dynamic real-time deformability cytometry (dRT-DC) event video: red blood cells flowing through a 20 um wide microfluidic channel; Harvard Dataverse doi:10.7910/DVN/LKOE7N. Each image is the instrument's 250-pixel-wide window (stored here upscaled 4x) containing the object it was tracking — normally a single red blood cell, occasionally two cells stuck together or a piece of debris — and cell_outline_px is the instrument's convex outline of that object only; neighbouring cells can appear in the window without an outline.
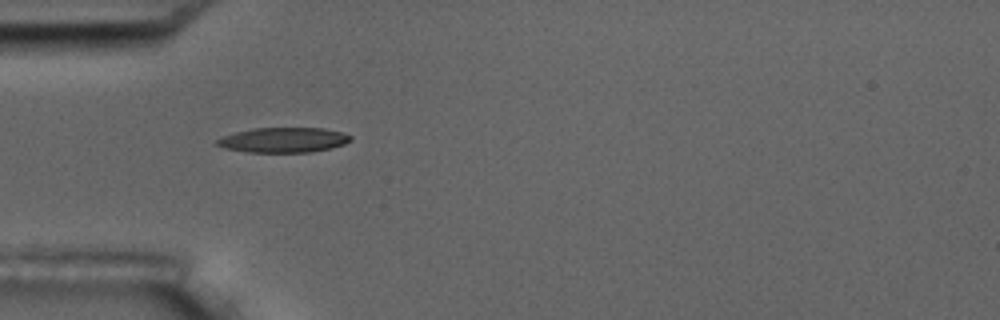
{"species": "common noctule bat (a hibernating species)", "species_latin": "Nyctalus noctula", "temperature_condition": "room temperature", "stored_images_in_passage": 6, "camera_frame_rate_fps": 3000, "um_per_image_px": 0.085, "animal": {"sex": "male", "body_mass_g": 17.5, "forearm_length_mm": 52.3}, "frame": {"image": 1, "passage_image": 1, "time_ms": 0.0, "image_size_px": [1000, 320], "cell_outline_px": [[352, 140], [344, 144], [332, 148], [312, 152], [248, 152], [224, 148], [216, 144], [216, 140], [224, 136], [236, 132], [252, 128], [324, 128], [340, 132], [352, 136]], "centroid_in_image_um": [24.11, 11.9], "position_along_channel_um": 60.9, "area_um2": 19.42}}
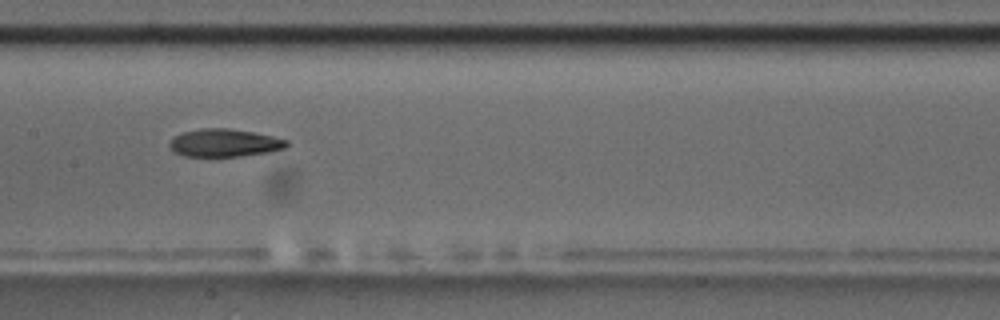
{"frame": {"image": 2, "passage_image": 4, "time_ms": 3.667, "image_size_px": [1000, 320], "cell_outline_px": [[288, 144], [284, 148], [268, 152], [240, 156], [184, 156], [172, 152], [168, 144], [172, 136], [180, 132], [200, 128], [228, 128], [252, 132], [272, 136], [288, 140]], "centroid_in_image_um": [18.99, 12.13], "position_along_channel_um": 188.4, "area_um2": 19.13}}
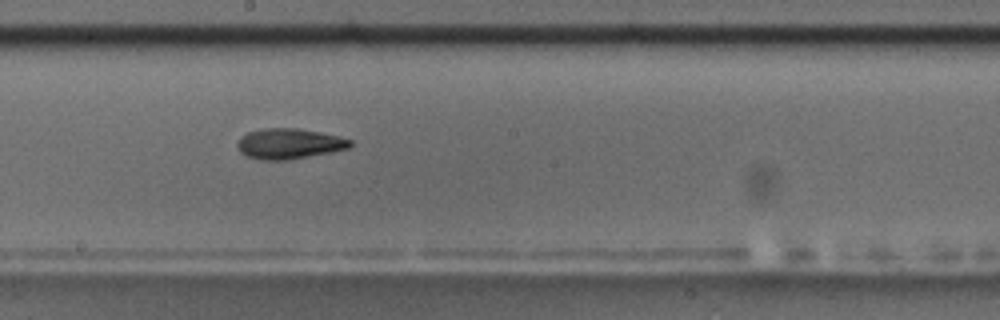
{"frame": {"image": 3, "passage_image": 5, "time_ms": 4.667, "image_size_px": [1000, 320], "cell_outline_px": [[352, 144], [348, 148], [332, 152], [288, 160], [260, 160], [244, 156], [236, 148], [236, 144], [240, 136], [248, 132], [264, 128], [296, 128], [340, 136], [352, 140]], "centroid_in_image_um": [24.53, 12.22], "position_along_channel_um": 223.7, "area_um2": 20.23}}